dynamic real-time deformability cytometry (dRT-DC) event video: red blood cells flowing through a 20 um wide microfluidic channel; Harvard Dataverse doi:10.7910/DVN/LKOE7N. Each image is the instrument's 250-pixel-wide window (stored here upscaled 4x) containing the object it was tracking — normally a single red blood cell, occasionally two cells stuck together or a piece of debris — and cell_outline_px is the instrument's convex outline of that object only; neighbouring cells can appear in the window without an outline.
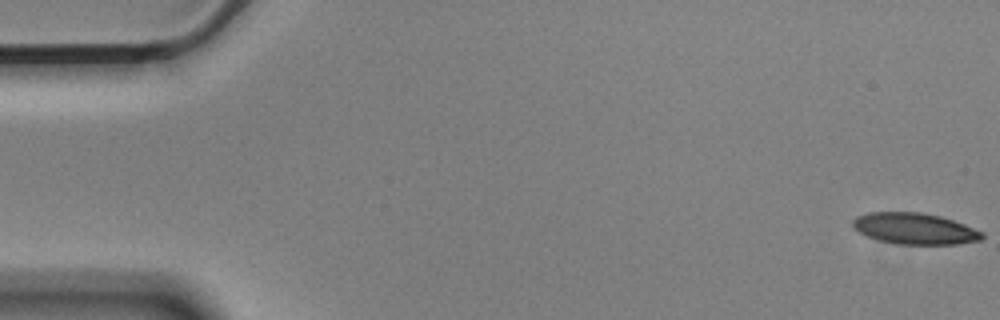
{"species": "Egyptian fruit bat (a non-hibernating species)", "species_latin": "Rousettus aegyptiacus", "temperature_condition": "cold", "stored_images_in_passage": 56, "camera_frame_rate_fps": 3000, "um_per_image_px": 0.085, "animal": {"sex": "male"}, "frame": {"image": 1, "passage_image": 1, "time_ms": 0.0, "image_size_px": [1000, 320], "cell_outline_px": [[984, 236], [980, 240], [956, 244], [896, 244], [880, 240], [868, 236], [860, 232], [852, 224], [852, 220], [856, 216], [868, 212], [920, 212], [940, 216], [964, 224], [984, 232]], "centroid_in_image_um": [77.76, 19.42], "position_along_channel_um": 7.2, "area_um2": 23.41}}
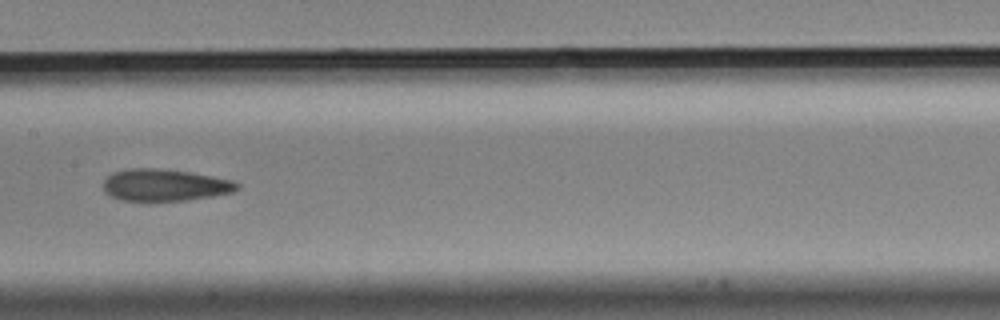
{"frame": {"image": 2, "passage_image": 28, "time_ms": 9.0, "image_size_px": [1000, 320], "cell_outline_px": [[240, 188], [232, 192], [212, 196], [188, 200], [120, 200], [104, 192], [104, 180], [112, 172], [128, 168], [156, 168], [188, 172], [212, 176], [232, 180], [240, 184]], "centroid_in_image_um": [14.0, 15.72], "position_along_channel_um": 193.4, "area_um2": 24.74}}
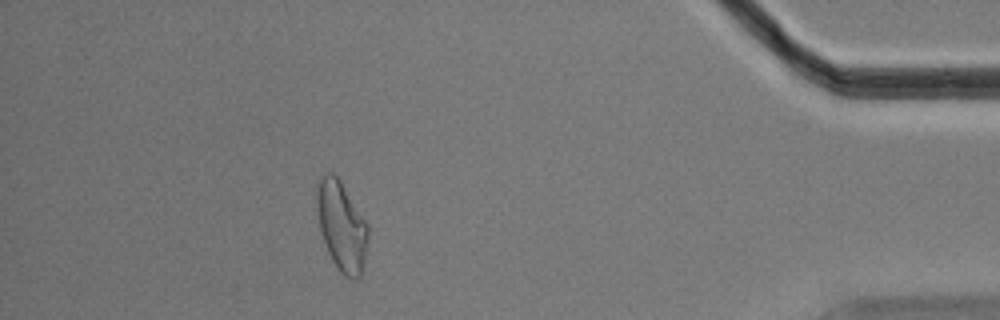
{"frame": {"image": 3, "passage_image": 50, "time_ms": 16.333, "image_size_px": [1000, 320], "cell_outline_px": [[368, 236], [364, 260], [360, 276], [356, 280], [344, 276], [340, 272], [332, 260], [328, 252], [320, 228], [316, 208], [316, 180], [324, 172], [332, 172], [340, 180], [368, 224]], "centroid_in_image_um": [29.01, 19.17], "position_along_channel_um": 406.2, "area_um2": 26.76}, "authors_computed_cell_mechanics": {"area_um2": 25.2586, "velocity_mm_per_s": 3.5909, "shape_relaxation_time_tau1_ms": null, "shape_relaxation_time_tau2_ms": 6.6152, "deformation_change_tau1": null, "deformation_change_tau2": 0.159}}